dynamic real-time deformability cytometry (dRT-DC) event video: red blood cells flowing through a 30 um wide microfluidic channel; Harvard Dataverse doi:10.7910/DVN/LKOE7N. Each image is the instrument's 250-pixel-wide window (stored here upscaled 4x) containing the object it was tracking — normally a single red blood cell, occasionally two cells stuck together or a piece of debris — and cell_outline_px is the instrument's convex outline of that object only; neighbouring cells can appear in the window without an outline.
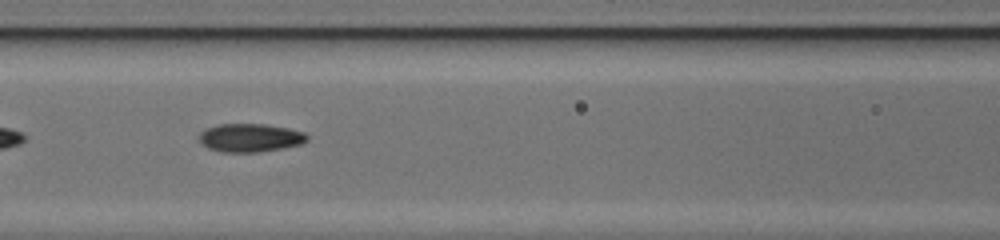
{"species": "common noctule bat (a hibernating species)", "species_latin": "Nyctalus noctula", "temperature_condition": "cold", "stored_images_in_passage": 32, "camera_frame_rate_fps": 3000, "um_per_image_px": 0.085, "animal": {"sex": "female", "body_mass_g": 17.0, "forearm_length_mm": 48.0}, "frame": {"image": 1, "passage_image": 10, "time_ms": 3.0, "image_size_px": [1000, 240], "cell_outline_px": [[308, 140], [300, 144], [260, 152], [224, 152], [208, 148], [200, 144], [200, 132], [208, 128], [220, 124], [264, 124], [288, 128], [304, 132], [308, 136]], "centroid_in_image_um": [21.26, 11.71], "position_along_channel_um": 145.3, "area_um2": 17.69}}
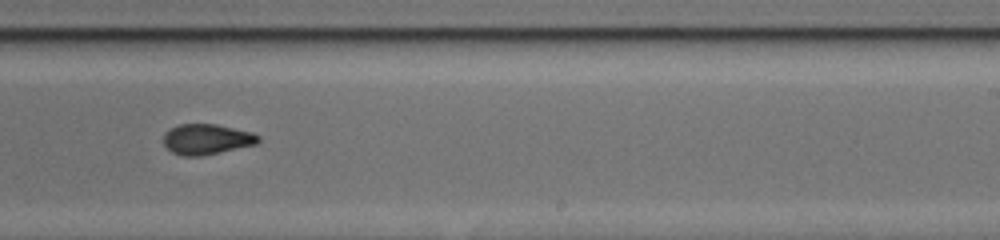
{"frame": {"image": 2, "passage_image": 19, "time_ms": 6.0, "image_size_px": [1000, 240], "cell_outline_px": [[260, 140], [256, 144], [220, 152], [200, 156], [184, 156], [172, 152], [164, 144], [164, 136], [176, 124], [216, 124], [252, 132], [260, 136]], "centroid_in_image_um": [17.59, 11.83], "position_along_channel_um": 271.4, "area_um2": 16.65}}